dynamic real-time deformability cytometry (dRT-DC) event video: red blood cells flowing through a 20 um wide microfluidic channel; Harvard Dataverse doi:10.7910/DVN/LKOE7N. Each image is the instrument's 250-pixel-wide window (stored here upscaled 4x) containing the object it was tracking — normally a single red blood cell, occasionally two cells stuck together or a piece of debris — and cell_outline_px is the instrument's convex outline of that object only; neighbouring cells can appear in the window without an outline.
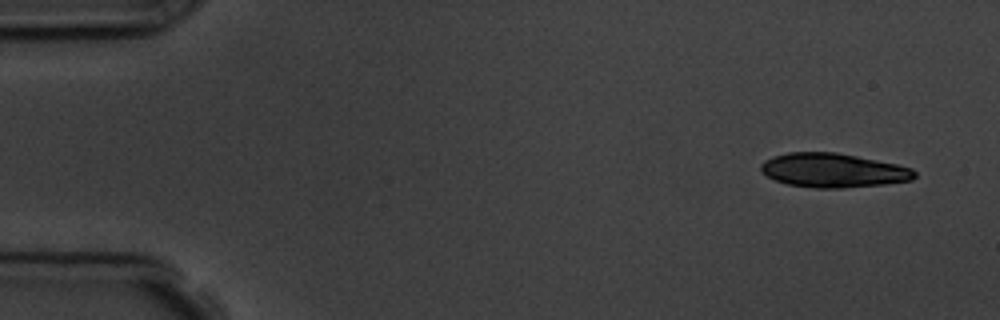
{"species": "common noctule bat (a hibernating species)", "species_latin": "Nyctalus noctula", "temperature_condition": "room temperature", "stored_images_in_passage": 6, "camera_frame_rate_fps": 3000, "um_per_image_px": 0.085, "animal": {"sex": "male", "body_mass_g": 19.5, "forearm_length_mm": 54.6}, "frame": {"image": 1, "passage_image": 1, "time_ms": 0.0, "image_size_px": [1000, 320], "cell_outline_px": [[916, 176], [912, 180], [884, 184], [840, 188], [816, 188], [788, 184], [776, 180], [760, 172], [760, 164], [764, 160], [772, 156], [788, 152], [836, 152], [896, 164], [912, 168], [916, 172]], "centroid_in_image_um": [70.79, 14.47], "position_along_channel_um": 14.2, "area_um2": 30.52}}